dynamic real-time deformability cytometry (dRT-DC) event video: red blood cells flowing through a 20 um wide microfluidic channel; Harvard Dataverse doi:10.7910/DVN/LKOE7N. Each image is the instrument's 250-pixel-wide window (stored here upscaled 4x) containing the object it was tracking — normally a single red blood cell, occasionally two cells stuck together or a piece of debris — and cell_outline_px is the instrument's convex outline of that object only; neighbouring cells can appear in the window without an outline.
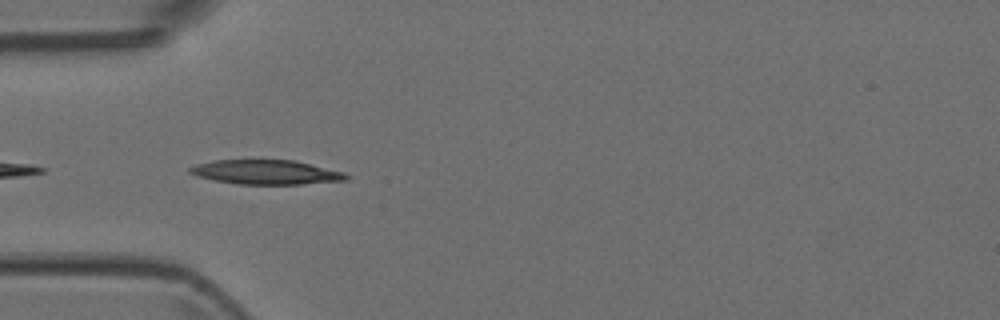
{"species": "Egyptian fruit bat (a non-hibernating species)", "species_latin": "Rousettus aegyptiacus", "temperature_condition": "room temperature", "stored_images_in_passage": 6, "camera_frame_rate_fps": 3000, "um_per_image_px": 0.085, "animal": {"sex": "female"}, "frame": {"image": 1, "passage_image": 4, "time_ms": 1.0, "image_size_px": [1000, 320], "cell_outline_px": [[352, 176], [348, 180], [300, 184], [236, 184], [196, 176], [188, 172], [188, 168], [196, 164], [212, 160], [260, 156], [296, 160], [344, 172]], "centroid_in_image_um": [22.59, 14.57], "position_along_channel_um": 62.4, "area_um2": 23.58}}
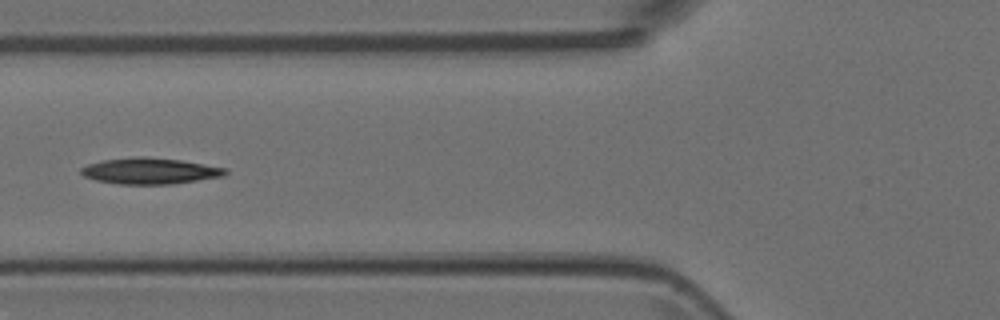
{"frame": {"image": 2, "passage_image": 5, "time_ms": 1.333, "image_size_px": [1000, 320], "cell_outline_px": [[228, 172], [224, 176], [172, 184], [120, 184], [96, 180], [84, 176], [80, 172], [80, 168], [88, 164], [100, 160], [136, 156], [144, 156], [180, 160], [228, 168]], "centroid_in_image_um": [12.74, 14.52], "position_along_channel_um": 113.1, "area_um2": 22.08}}
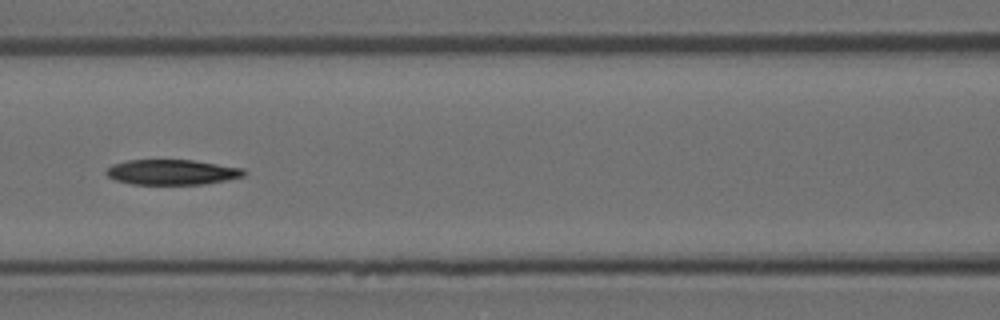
{"frame": {"image": 3, "passage_image": 6, "time_ms": 1.667, "image_size_px": [1000, 320], "cell_outline_px": [[248, 172], [244, 176], [204, 184], [132, 184], [116, 180], [108, 176], [104, 172], [112, 164], [128, 160], [192, 160], [244, 168]], "centroid_in_image_um": [14.63, 14.63], "position_along_channel_um": 152.0, "area_um2": 20.17}}